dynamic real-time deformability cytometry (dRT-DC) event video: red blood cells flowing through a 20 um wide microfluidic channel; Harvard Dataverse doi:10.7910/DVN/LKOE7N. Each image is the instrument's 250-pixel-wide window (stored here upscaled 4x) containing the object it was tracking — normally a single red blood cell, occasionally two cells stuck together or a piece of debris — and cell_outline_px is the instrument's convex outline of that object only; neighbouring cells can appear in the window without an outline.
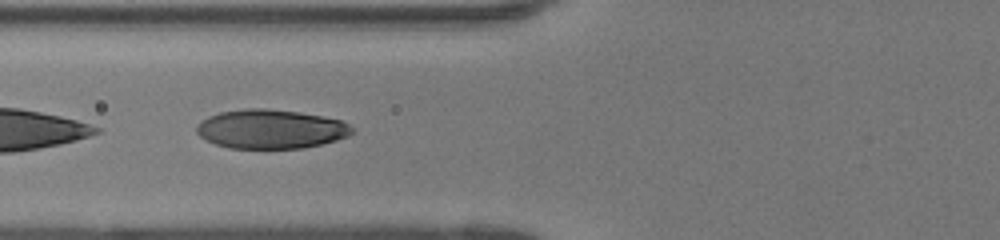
{"species": "human", "species_latin": "Homo sapiens", "temperature_condition": "room temperature", "stored_images_in_passage": 32, "camera_frame_rate_fps": 3000, "um_per_image_px": 0.085, "donor": {"sex": "female"}, "frame": {"image": 1, "passage_image": 5, "time_ms": 1.333, "image_size_px": [1000, 240], "cell_outline_px": [[356, 128], [348, 136], [336, 140], [304, 148], [228, 148], [216, 144], [200, 136], [196, 132], [196, 128], [208, 116], [220, 112], [248, 108], [264, 108], [300, 112], [324, 116], [340, 120]], "centroid_in_image_um": [23.05, 10.96], "position_along_channel_um": 102.8, "area_um2": 35.32}}
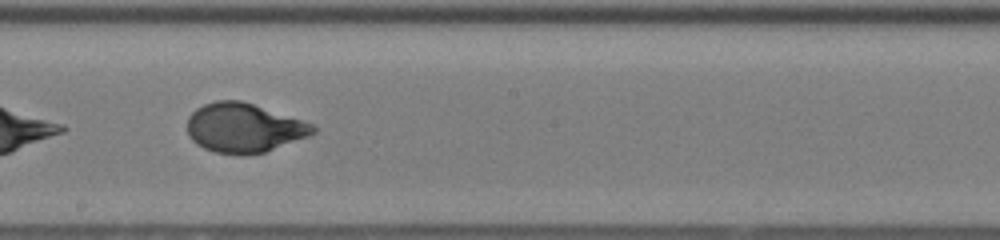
{"frame": {"image": 2, "passage_image": 14, "time_ms": 4.333, "image_size_px": [1000, 240], "cell_outline_px": [[316, 132], [308, 136], [264, 152], [216, 152], [204, 148], [196, 144], [188, 136], [188, 116], [196, 108], [204, 104], [216, 100], [240, 100], [312, 124], [316, 128]], "centroid_in_image_um": [20.68, 10.84], "position_along_channel_um": 227.5, "area_um2": 35.08}}
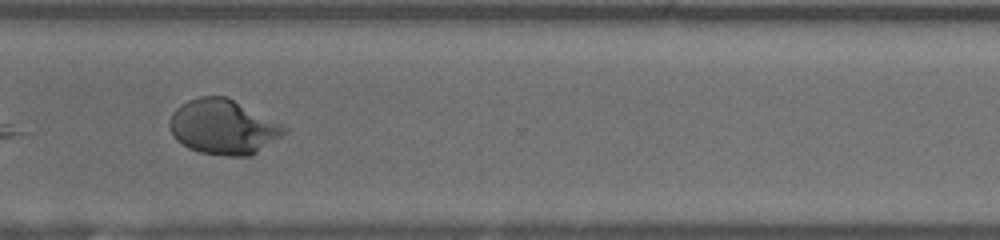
{"frame": {"image": 3, "passage_image": 23, "time_ms": 7.333, "image_size_px": [1000, 240], "cell_outline_px": [[288, 132], [252, 156], [224, 156], [200, 152], [188, 148], [176, 140], [168, 124], [172, 112], [180, 104], [188, 100], [200, 96], [228, 96], [284, 124], [288, 128]], "centroid_in_image_um": [19.0, 10.78], "position_along_channel_um": 351.6, "area_um2": 37.22}, "authors_computed_cell_mechanics": {"area_um2": 35.9805, "velocity_mm_per_s": 4.1421, "shape_relaxation_time_tau1_ms": 3.5178, "shape_relaxation_time_tau2_ms": null, "deformation_change_tau1": 0.2166, "deformation_change_tau2": null}}